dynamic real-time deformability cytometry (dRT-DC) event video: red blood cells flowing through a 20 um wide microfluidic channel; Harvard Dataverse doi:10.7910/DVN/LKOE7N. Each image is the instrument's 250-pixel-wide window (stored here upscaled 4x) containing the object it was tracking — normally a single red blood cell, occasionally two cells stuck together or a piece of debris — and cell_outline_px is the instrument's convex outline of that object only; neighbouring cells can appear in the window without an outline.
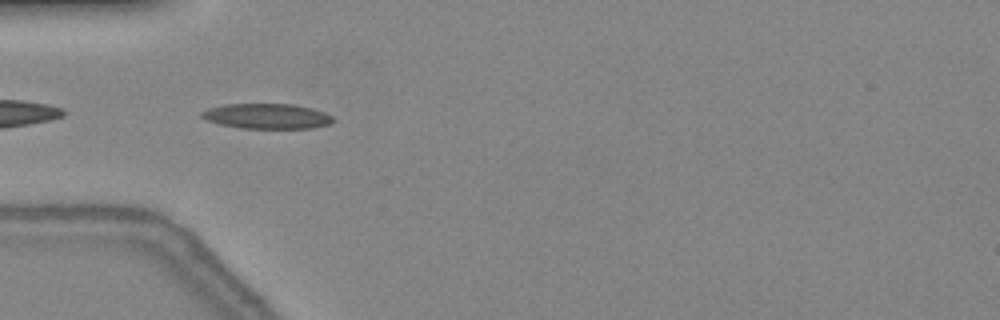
{"species": "common noctule bat (a hibernating species)", "species_latin": "Nyctalus noctula", "temperature_condition": "warm", "stored_images_in_passage": 10, "camera_frame_rate_fps": 3000, "um_per_image_px": 0.085, "animal": {"sex": "female", "body_mass_g": 24.6, "forearm_length_mm": 56.2}, "frame": {"image": 1, "passage_image": 1, "time_ms": 0.0, "image_size_px": [1000, 320], "cell_outline_px": [[336, 120], [332, 124], [312, 128], [240, 128], [220, 124], [208, 120], [200, 116], [200, 112], [208, 108], [224, 104], [292, 104], [312, 108], [324, 112], [332, 116]], "centroid_in_image_um": [22.72, 9.87], "position_along_channel_um": 62.3, "area_um2": 19.36}}
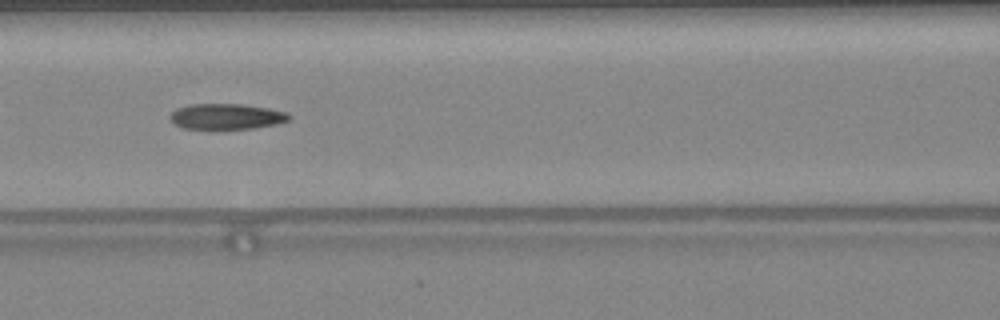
{"frame": {"image": 2, "passage_image": 7, "time_ms": 2.0, "image_size_px": [1000, 320], "cell_outline_px": [[292, 116], [288, 120], [276, 124], [252, 128], [184, 128], [176, 124], [172, 120], [172, 112], [176, 108], [188, 104], [240, 104], [268, 108], [288, 112]], "centroid_in_image_um": [19.29, 9.88], "position_along_channel_um": 147.3, "area_um2": 17.46}}